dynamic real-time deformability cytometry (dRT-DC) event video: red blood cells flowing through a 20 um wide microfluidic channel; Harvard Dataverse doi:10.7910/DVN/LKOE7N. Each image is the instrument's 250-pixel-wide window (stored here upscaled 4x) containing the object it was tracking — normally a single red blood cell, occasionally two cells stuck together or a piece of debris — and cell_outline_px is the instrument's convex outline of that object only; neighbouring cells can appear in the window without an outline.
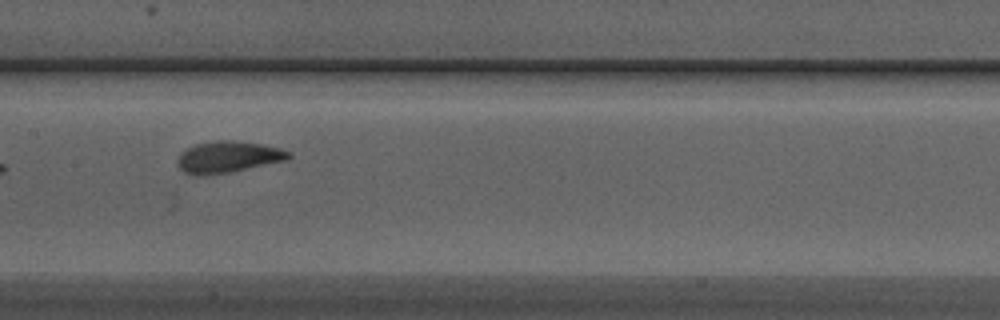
{"species": "Egyptian fruit bat (a non-hibernating species)", "species_latin": "Rousettus aegyptiacus", "temperature_condition": "warm", "stored_images_in_passage": 9, "camera_frame_rate_fps": 3000, "um_per_image_px": 0.085, "animal": {"sex": "male"}, "frame": {"image": 1, "passage_image": 7, "time_ms": 2.0, "image_size_px": [1000, 320], "cell_outline_px": [[292, 156], [288, 160], [228, 172], [196, 176], [192, 176], [184, 172], [176, 164], [176, 160], [188, 148], [196, 144], [216, 140], [232, 140], [260, 144], [280, 148], [292, 152]], "centroid_in_image_um": [19.4, 13.34], "position_along_channel_um": 188.0, "area_um2": 20.29}}
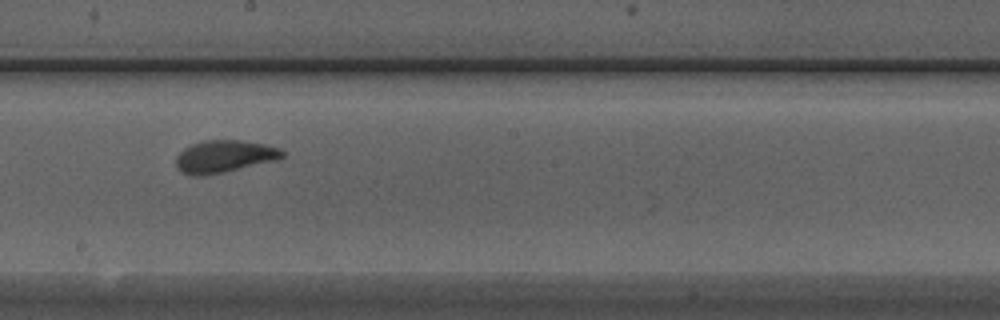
{"frame": {"image": 2, "passage_image": 8, "time_ms": 2.333, "image_size_px": [1000, 320], "cell_outline_px": [[284, 156], [280, 160], [224, 172], [204, 176], [192, 176], [180, 172], [176, 168], [176, 156], [184, 148], [192, 144], [204, 140], [240, 140], [264, 144], [280, 148], [284, 152]], "centroid_in_image_um": [19.06, 13.31], "position_along_channel_um": 229.1, "area_um2": 20.35}}
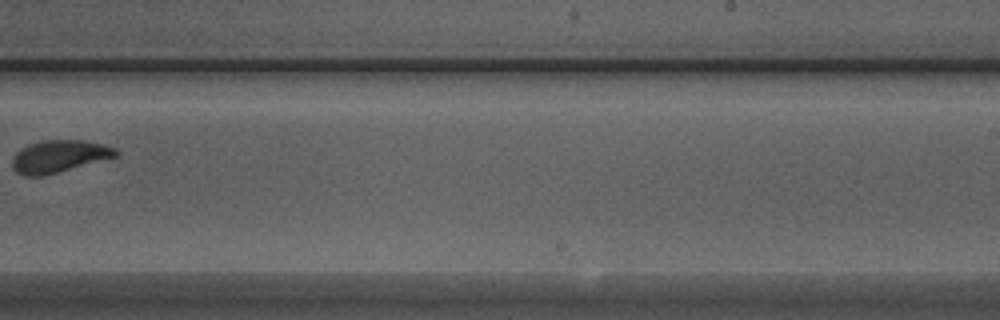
{"frame": {"image": 3, "passage_image": 9, "time_ms": 2.667, "image_size_px": [1000, 320], "cell_outline_px": [[120, 152], [116, 156], [44, 176], [24, 176], [16, 172], [12, 168], [12, 160], [16, 152], [20, 148], [28, 144], [44, 140], [84, 140], [104, 144], [116, 148]], "centroid_in_image_um": [5.0, 13.28], "position_along_channel_um": 284.0, "area_um2": 19.54}}